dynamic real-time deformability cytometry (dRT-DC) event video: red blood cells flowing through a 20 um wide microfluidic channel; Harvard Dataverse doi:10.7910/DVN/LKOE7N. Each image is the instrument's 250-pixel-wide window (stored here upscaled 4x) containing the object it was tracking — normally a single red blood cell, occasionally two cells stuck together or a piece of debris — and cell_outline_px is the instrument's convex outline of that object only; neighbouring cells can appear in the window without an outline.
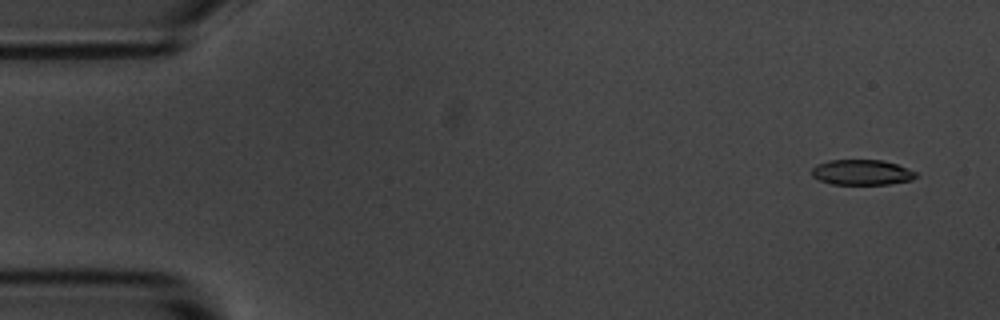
{"species": "common noctule bat (a hibernating species)", "species_latin": "Nyctalus noctula", "temperature_condition": "room temperature", "stored_images_in_passage": 5, "camera_frame_rate_fps": 3000, "um_per_image_px": 0.085, "animal": {"sex": "male", "body_mass_g": 20.1, "forearm_length_mm": 53.5}, "frame": {"image": 1, "passage_image": 1, "time_ms": 0.0, "image_size_px": [1000, 320], "cell_outline_px": [[920, 176], [912, 180], [888, 184], [832, 184], [820, 180], [812, 176], [812, 168], [816, 164], [828, 160], [884, 160], [896, 164], [916, 172]], "centroid_in_image_um": [73.27, 14.64], "position_along_channel_um": 11.7, "area_um2": 15.43}}
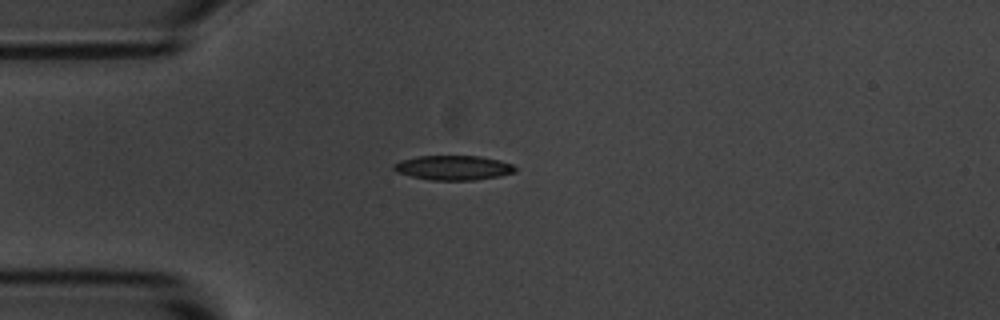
{"frame": {"image": 2, "passage_image": 4, "time_ms": 3.667, "image_size_px": [1000, 320], "cell_outline_px": [[516, 172], [500, 176], [476, 180], [432, 180], [412, 176], [396, 172], [392, 168], [392, 164], [400, 160], [416, 156], [480, 156], [500, 160], [512, 164], [516, 168]], "centroid_in_image_um": [38.53, 14.25], "position_along_channel_um": 46.5, "area_um2": 17.51}}